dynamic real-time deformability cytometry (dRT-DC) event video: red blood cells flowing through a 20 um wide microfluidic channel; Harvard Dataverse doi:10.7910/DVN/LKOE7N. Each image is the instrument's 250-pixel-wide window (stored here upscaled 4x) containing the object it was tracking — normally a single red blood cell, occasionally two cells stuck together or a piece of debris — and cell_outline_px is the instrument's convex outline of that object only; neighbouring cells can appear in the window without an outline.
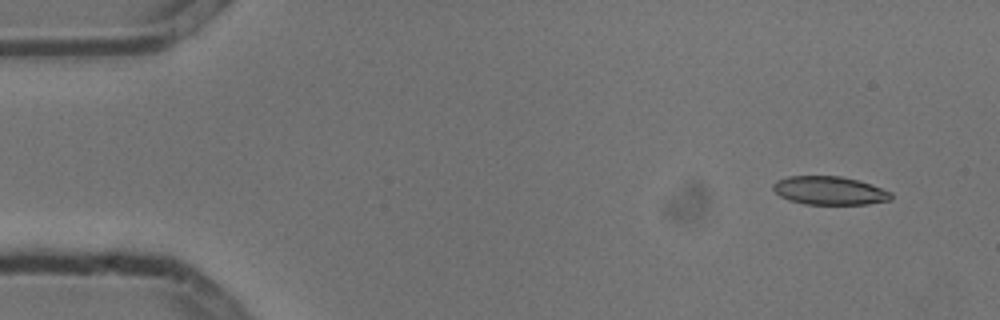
{"species": "common noctule bat (a hibernating species)", "species_latin": "Nyctalus noctula", "temperature_condition": "cold", "stored_images_in_passage": 3, "camera_frame_rate_fps": 3000, "um_per_image_px": 0.085, "animal": {"sex": "male", "body_mass_g": 13.3}, "frame": {"image": 1, "passage_image": 1, "time_ms": 0.0, "image_size_px": [1000, 320], "cell_outline_px": [[892, 200], [868, 204], [804, 204], [788, 200], [780, 196], [772, 188], [772, 184], [776, 180], [788, 176], [840, 176], [856, 180], [892, 192]], "centroid_in_image_um": [70.47, 16.2], "position_along_channel_um": 14.5, "area_um2": 19.48}}